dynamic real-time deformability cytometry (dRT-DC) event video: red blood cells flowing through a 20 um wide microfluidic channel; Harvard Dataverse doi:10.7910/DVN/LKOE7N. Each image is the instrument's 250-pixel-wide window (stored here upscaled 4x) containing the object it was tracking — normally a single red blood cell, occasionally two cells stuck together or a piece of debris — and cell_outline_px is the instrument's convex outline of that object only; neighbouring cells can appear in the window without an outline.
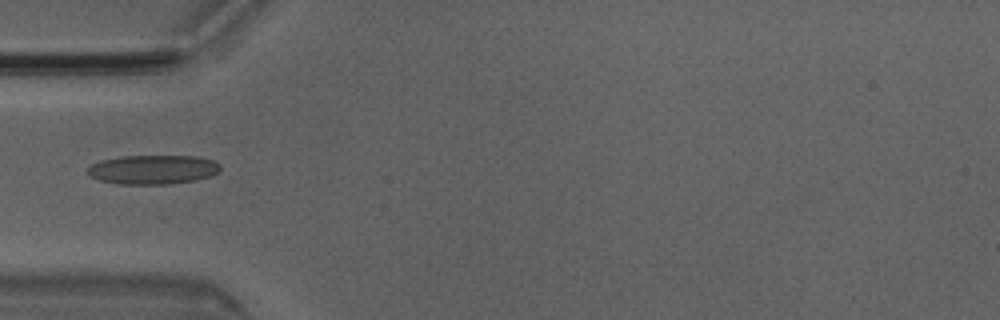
{"species": "Egyptian fruit bat (a non-hibernating species)", "species_latin": "Rousettus aegyptiacus", "temperature_condition": "room temperature", "stored_images_in_passage": 6, "camera_frame_rate_fps": 3000, "um_per_image_px": 0.085, "animal": {"sex": "male"}, "frame": {"image": 1, "passage_image": 4, "time_ms": 1.0, "image_size_px": [1000, 320], "cell_outline_px": [[220, 168], [212, 176], [196, 180], [168, 184], [116, 184], [100, 180], [88, 176], [88, 168], [92, 164], [100, 160], [120, 156], [196, 156], [216, 160], [220, 164]], "centroid_in_image_um": [13.0, 14.41], "position_along_channel_um": 72.0, "area_um2": 22.77}}